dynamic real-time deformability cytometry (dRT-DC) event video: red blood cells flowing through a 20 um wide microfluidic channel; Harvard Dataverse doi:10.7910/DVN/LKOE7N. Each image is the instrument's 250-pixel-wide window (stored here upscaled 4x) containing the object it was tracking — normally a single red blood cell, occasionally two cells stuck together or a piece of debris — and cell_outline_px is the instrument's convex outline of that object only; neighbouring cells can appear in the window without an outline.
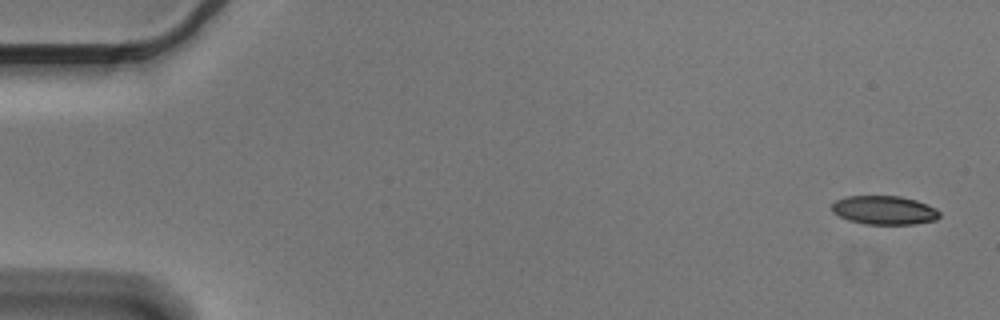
{"species": "Egyptian fruit bat (a non-hibernating species)", "species_latin": "Rousettus aegyptiacus", "temperature_condition": "cold", "stored_images_in_passage": 4, "camera_frame_rate_fps": 3000, "um_per_image_px": 0.085, "animal": {"sex": "male"}, "frame": {"image": 1, "passage_image": 1, "time_ms": 0.0, "image_size_px": [1000, 320], "cell_outline_px": [[940, 216], [936, 220], [916, 224], [864, 224], [848, 220], [832, 212], [832, 204], [836, 200], [848, 196], [900, 196], [916, 200], [936, 208], [940, 212]], "centroid_in_image_um": [75.18, 17.87], "position_along_channel_um": 9.8, "area_um2": 18.09}}
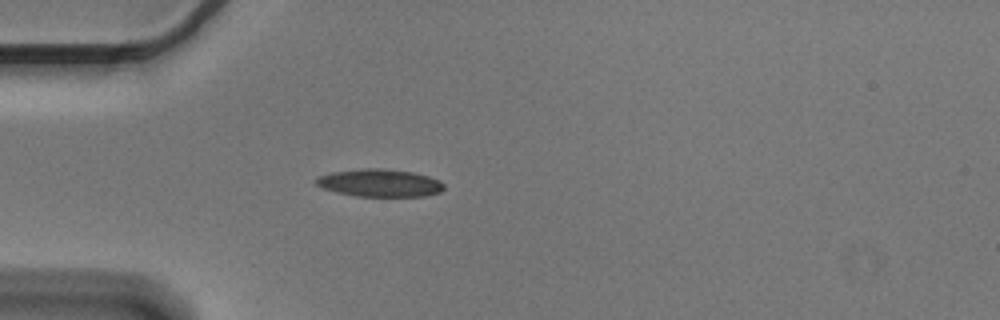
{"frame": {"image": 2, "passage_image": 4, "time_ms": 1.0, "image_size_px": [1000, 320], "cell_outline_px": [[444, 188], [440, 192], [424, 196], [356, 196], [336, 192], [324, 188], [316, 184], [312, 180], [316, 176], [332, 172], [364, 168], [384, 168], [412, 172], [428, 176], [440, 180], [444, 184]], "centroid_in_image_um": [32.25, 15.54], "position_along_channel_um": 52.7, "area_um2": 20.69}}